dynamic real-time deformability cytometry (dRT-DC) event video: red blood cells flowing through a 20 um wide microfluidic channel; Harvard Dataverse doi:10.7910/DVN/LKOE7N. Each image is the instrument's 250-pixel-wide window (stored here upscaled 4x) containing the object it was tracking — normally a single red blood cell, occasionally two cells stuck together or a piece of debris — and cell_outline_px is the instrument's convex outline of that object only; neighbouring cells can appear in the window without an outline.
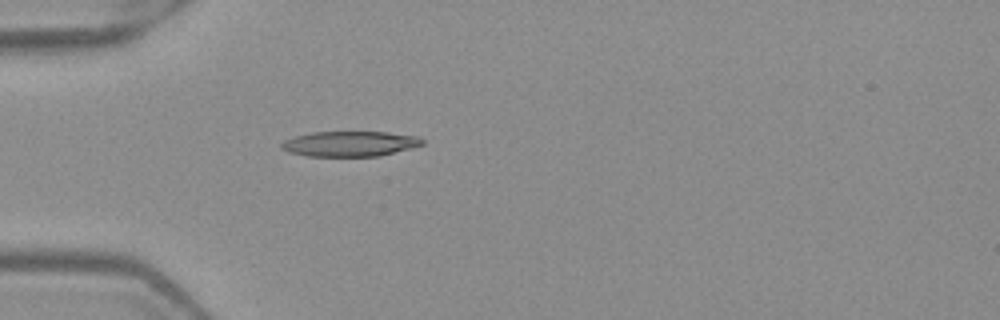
{"species": "Egyptian fruit bat (a non-hibernating species)", "species_latin": "Rousettus aegyptiacus", "temperature_condition": "warm", "stored_images_in_passage": 37, "camera_frame_rate_fps": 3000, "um_per_image_px": 0.085, "frame": {"image": 1, "passage_image": 1, "time_ms": 0.0, "image_size_px": [1000, 320], "cell_outline_px": [[424, 144], [412, 148], [380, 156], [304, 156], [288, 152], [280, 148], [280, 144], [284, 140], [296, 136], [312, 132], [388, 132], [420, 136], [424, 140]], "centroid_in_image_um": [29.76, 12.22], "position_along_channel_um": 55.2, "area_um2": 20.92}}
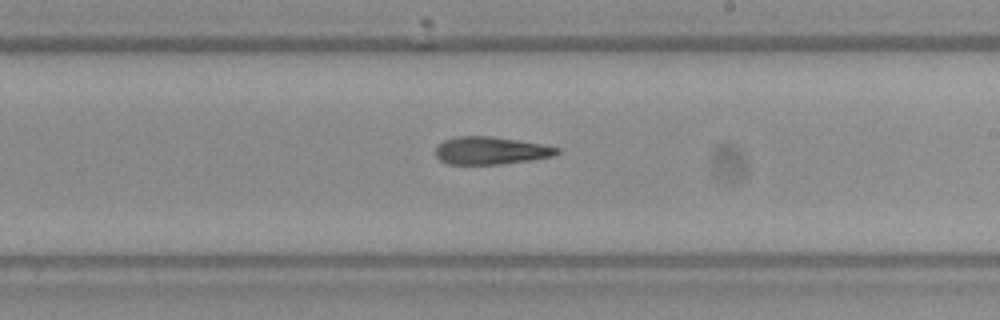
{"frame": {"image": 2, "passage_image": 16, "time_ms": 5.0, "image_size_px": [1000, 320], "cell_outline_px": [[560, 152], [552, 156], [532, 160], [500, 164], [448, 164], [440, 160], [436, 156], [436, 148], [444, 140], [456, 136], [492, 136], [540, 144], [560, 148]], "centroid_in_image_um": [41.7, 12.8], "position_along_channel_um": 247.3, "area_um2": 19.42}}
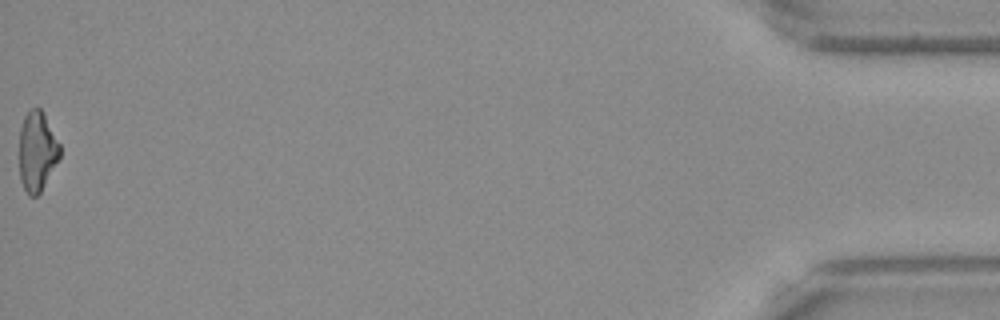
{"frame": {"image": 3, "passage_image": 37, "time_ms": 12.0, "image_size_px": [1000, 320], "cell_outline_px": [[60, 156], [40, 192], [36, 196], [28, 196], [20, 180], [20, 128], [24, 116], [32, 108], [40, 108], [44, 112], [60, 144]], "centroid_in_image_um": [3.15, 12.84], "position_along_channel_um": 432.0, "area_um2": 18.73}, "authors_computed_cell_mechanics": {"area_um2": 20.3456, "velocity_mm_per_s": 4.0035, "shape_relaxation_time_tau1_ms": 11.2872, "shape_relaxation_time_tau2_ms": 6.4216, "deformation_change_tau1": 0.2616, "deformation_change_tau2": 0.2159}}